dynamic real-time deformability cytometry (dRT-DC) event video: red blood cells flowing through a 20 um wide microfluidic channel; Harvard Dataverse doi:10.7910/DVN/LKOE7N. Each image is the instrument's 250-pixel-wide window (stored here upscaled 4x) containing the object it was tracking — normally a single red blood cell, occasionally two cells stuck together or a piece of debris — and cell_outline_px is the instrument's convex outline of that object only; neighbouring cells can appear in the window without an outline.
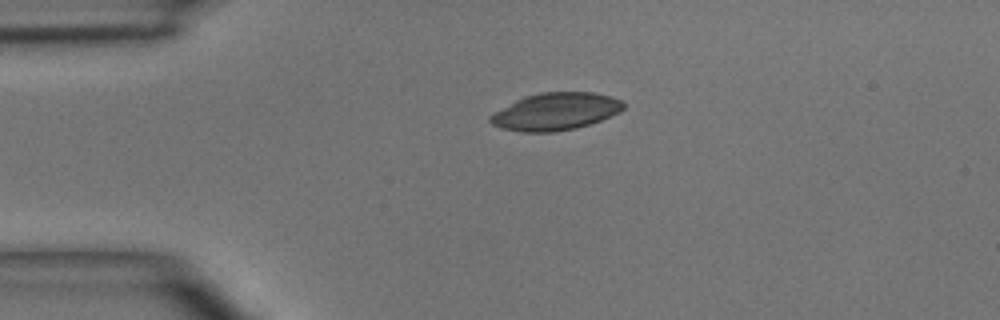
{"species": "common noctule bat (a hibernating species)", "species_latin": "Nyctalus noctula", "temperature_condition": "room temperature", "stored_images_in_passage": 2, "camera_frame_rate_fps": 3000, "um_per_image_px": 0.085, "animal": {"sex": "male", "body_mass_g": 15.6}, "frame": {"image": 1, "passage_image": 1, "time_ms": 0.0, "image_size_px": [1000, 320], "cell_outline_px": [[624, 108], [620, 112], [600, 120], [588, 124], [572, 128], [552, 132], [524, 132], [504, 128], [492, 124], [488, 120], [488, 116], [516, 100], [524, 96], [540, 92], [592, 92], [612, 96], [624, 100]], "centroid_in_image_um": [47.25, 9.46], "position_along_channel_um": 37.8, "area_um2": 28.78}}